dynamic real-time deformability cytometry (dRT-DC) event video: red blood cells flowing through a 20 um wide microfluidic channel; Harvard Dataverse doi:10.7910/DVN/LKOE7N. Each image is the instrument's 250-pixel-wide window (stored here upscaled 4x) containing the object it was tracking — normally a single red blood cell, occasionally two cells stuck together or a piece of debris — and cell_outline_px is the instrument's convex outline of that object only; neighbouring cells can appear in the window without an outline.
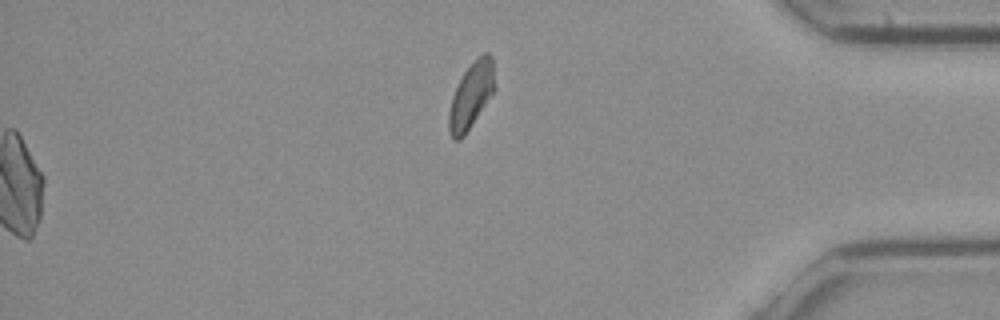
{"species": "common noctule bat (a hibernating species)", "species_latin": "Nyctalus noctula", "temperature_condition": "cold", "stored_images_in_passage": 44, "camera_frame_rate_fps": 3000, "um_per_image_px": 0.085, "animal": {"sex": "female", "body_mass_g": 21.9}, "frame": {"image": 1, "passage_image": 44, "time_ms": 14.333, "image_size_px": [1000, 320], "cell_outline_px": [[496, 88], [464, 136], [460, 140], [452, 140], [448, 132], [448, 112], [452, 96], [464, 72], [484, 52], [488, 52], [492, 56]], "centroid_in_image_um": [40.04, 8.15], "position_along_channel_um": 395.2, "area_um2": 17.51}}